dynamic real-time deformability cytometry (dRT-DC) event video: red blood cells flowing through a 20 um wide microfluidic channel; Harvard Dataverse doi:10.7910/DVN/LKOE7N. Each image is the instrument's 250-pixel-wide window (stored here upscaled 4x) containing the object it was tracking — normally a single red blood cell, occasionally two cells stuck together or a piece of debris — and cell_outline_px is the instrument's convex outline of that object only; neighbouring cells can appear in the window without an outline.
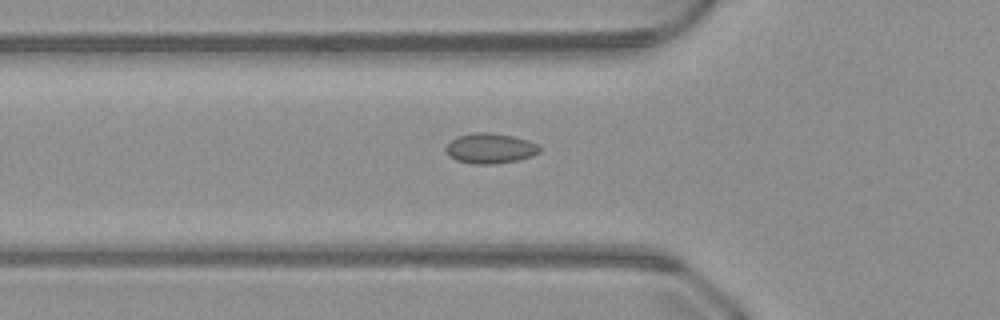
{"species": "common noctule bat (a hibernating species)", "species_latin": "Nyctalus noctula", "temperature_condition": "warm", "stored_images_in_passage": 46, "camera_frame_rate_fps": 3000, "um_per_image_px": 0.085, "animal": {"sex": "male", "body_mass_g": 23.1, "forearm_length_mm": 52.7}, "frame": {"image": 1, "passage_image": 17, "time_ms": 5.333, "image_size_px": [1000, 320], "cell_outline_px": [[540, 152], [532, 156], [516, 160], [492, 164], [472, 164], [456, 160], [444, 148], [456, 136], [472, 132], [492, 132], [512, 136], [528, 140], [536, 144], [540, 148]], "centroid_in_image_um": [41.66, 12.59], "position_along_channel_um": 84.1, "area_um2": 16.42}}
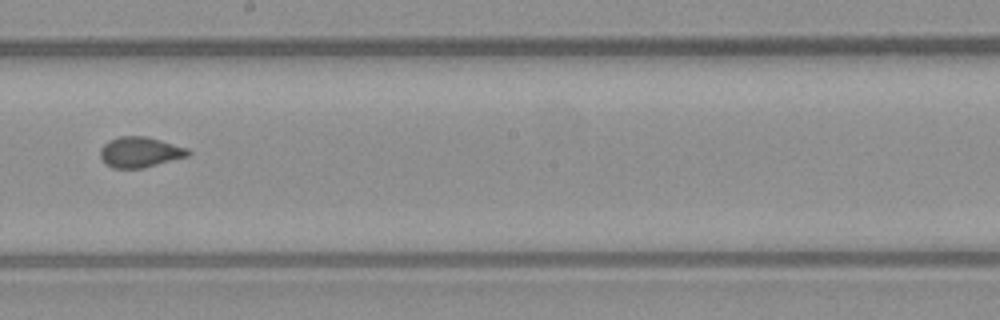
{"frame": {"image": 2, "passage_image": 28, "time_ms": 9.0, "image_size_px": [1000, 320], "cell_outline_px": [[192, 152], [188, 156], [144, 168], [112, 168], [104, 164], [100, 156], [100, 148], [108, 140], [120, 136], [144, 136], [160, 140], [188, 148]], "centroid_in_image_um": [11.88, 12.94], "position_along_channel_um": 236.3, "area_um2": 15.72}}
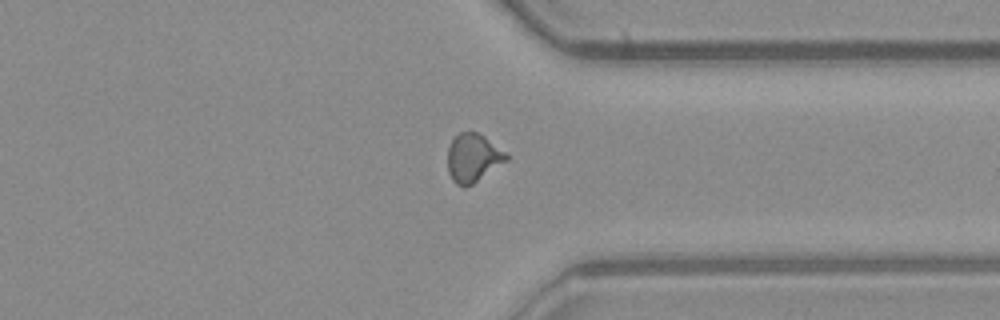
{"frame": {"image": 3, "passage_image": 38, "time_ms": 12.333, "image_size_px": [1000, 320], "cell_outline_px": [[508, 160], [472, 184], [464, 188], [456, 184], [452, 180], [448, 172], [448, 148], [452, 140], [460, 132], [480, 132], [504, 152], [508, 156]], "centroid_in_image_um": [40.19, 13.42], "position_along_channel_um": 371.2, "area_um2": 16.42}}